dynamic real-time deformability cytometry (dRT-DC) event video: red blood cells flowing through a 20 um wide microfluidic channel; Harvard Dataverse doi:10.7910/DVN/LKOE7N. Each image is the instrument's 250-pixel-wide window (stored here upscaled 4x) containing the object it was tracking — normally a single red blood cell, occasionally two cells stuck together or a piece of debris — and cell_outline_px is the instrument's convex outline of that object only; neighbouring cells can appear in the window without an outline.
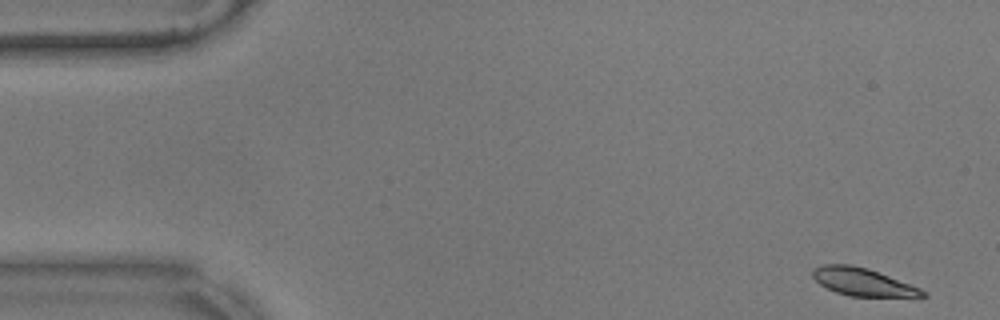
{"species": "common noctule bat (a hibernating species)", "species_latin": "Nyctalus noctula", "temperature_condition": "warm", "stored_images_in_passage": 55, "camera_frame_rate_fps": 3000, "um_per_image_px": 0.085, "animal": {"sex": "male", "body_mass_g": 17.9}, "frame": {"image": 1, "passage_image": 1, "time_ms": 0.0, "image_size_px": [1000, 320], "cell_outline_px": [[928, 296], [848, 296], [836, 292], [820, 284], [812, 276], [812, 268], [824, 264], [852, 264], [868, 268], [920, 288], [928, 292]], "centroid_in_image_um": [73.31, 23.95], "position_along_channel_um": 11.7, "area_um2": 17.63}}
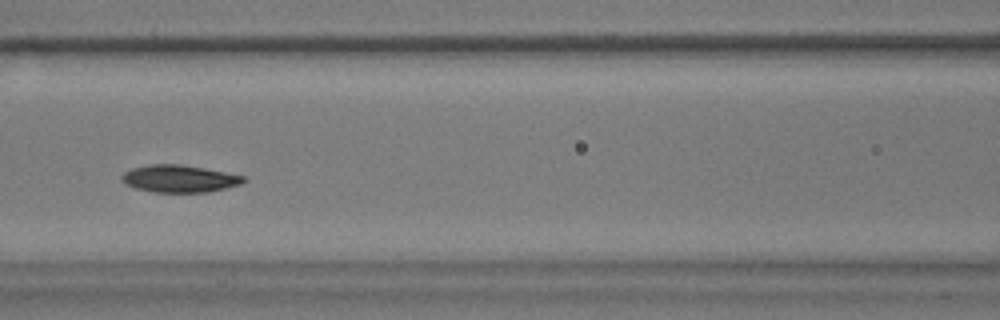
{"frame": {"image": 2, "passage_image": 23, "time_ms": 7.333, "image_size_px": [1000, 320], "cell_outline_px": [[248, 180], [240, 184], [208, 192], [152, 192], [136, 188], [124, 184], [120, 180], [120, 176], [124, 172], [132, 168], [148, 164], [180, 164], [204, 168], [244, 176]], "centroid_in_image_um": [15.2, 15.18], "position_along_channel_um": 151.4, "area_um2": 19.42}}
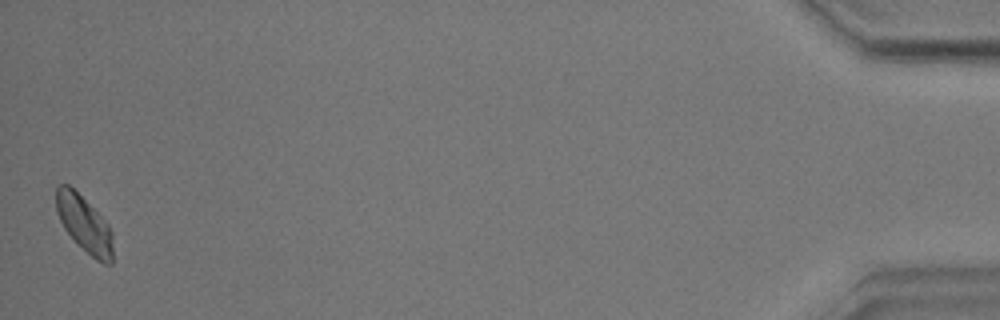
{"frame": {"image": 3, "passage_image": 55, "time_ms": 18.0, "image_size_px": [1000, 320], "cell_outline_px": [[112, 264], [104, 264], [96, 260], [64, 228], [56, 212], [56, 188], [60, 184], [68, 184], [108, 224], [112, 232]], "centroid_in_image_um": [7.16, 19.04], "position_along_channel_um": 428.0, "area_um2": 17.98}, "authors_computed_cell_mechanics": {"area_um2": 18.8428, "velocity_mm_per_s": 3.4862, "shape_relaxation_time_tau1_ms": 2.8181, "shape_relaxation_time_tau2_ms": null, "deformation_change_tau1": 0.079, "deformation_change_tau2": null}}